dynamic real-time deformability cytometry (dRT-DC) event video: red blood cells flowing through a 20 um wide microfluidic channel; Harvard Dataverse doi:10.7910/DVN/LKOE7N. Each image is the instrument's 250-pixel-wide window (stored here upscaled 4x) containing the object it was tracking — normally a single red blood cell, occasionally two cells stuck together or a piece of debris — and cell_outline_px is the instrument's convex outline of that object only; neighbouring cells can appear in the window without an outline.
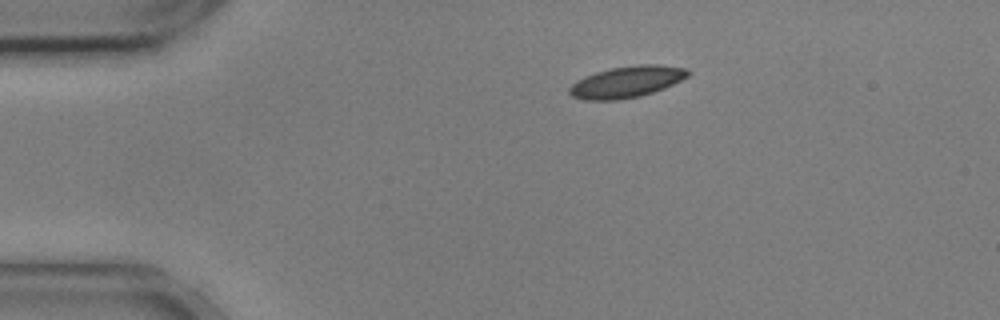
{"species": "common noctule bat (a hibernating species)", "species_latin": "Nyctalus noctula", "temperature_condition": "cold", "stored_images_in_passage": 40, "camera_frame_rate_fps": 3000, "um_per_image_px": 0.085, "animal": {"sex": "male", "body_mass_g": 17.9, "forearm_length_mm": 54.2}, "frame": {"image": 1, "passage_image": 1, "time_ms": 0.0, "image_size_px": [1000, 320], "cell_outline_px": [[692, 72], [688, 76], [664, 88], [640, 96], [616, 100], [584, 100], [572, 96], [568, 92], [568, 88], [576, 80], [584, 76], [596, 72], [612, 68], [640, 64], [656, 64], [688, 68]], "centroid_in_image_um": [53.26, 6.95], "position_along_channel_um": 31.7, "area_um2": 21.73}}
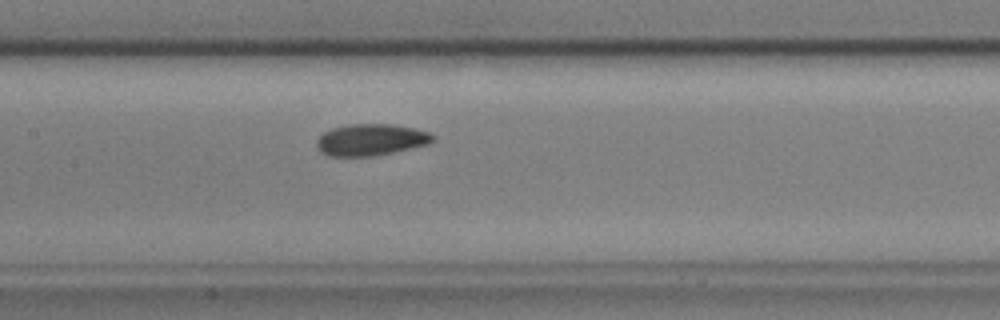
{"frame": {"image": 2, "passage_image": 17, "time_ms": 5.333, "image_size_px": [1000, 320], "cell_outline_px": [[436, 136], [428, 144], [392, 152], [372, 156], [328, 156], [320, 152], [316, 148], [316, 140], [324, 132], [332, 128], [352, 124], [392, 124], [412, 128], [428, 132]], "centroid_in_image_um": [31.48, 11.88], "position_along_channel_um": 175.9, "area_um2": 21.27}}
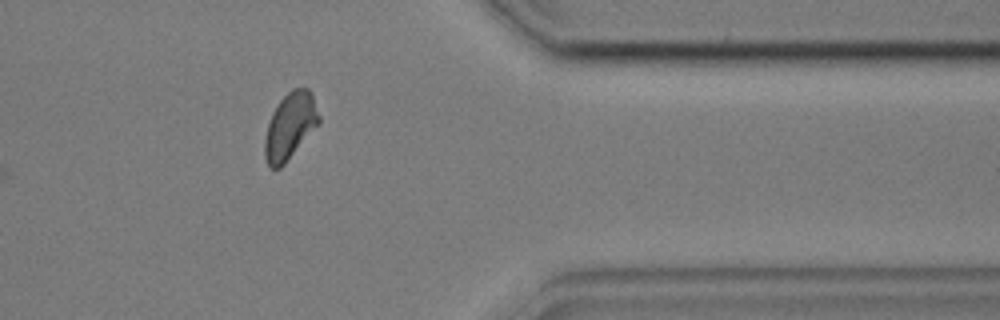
{"frame": {"image": 3, "passage_image": 36, "time_ms": 11.667, "image_size_px": [1000, 320], "cell_outline_px": [[320, 124], [284, 164], [280, 168], [272, 168], [268, 164], [264, 156], [264, 140], [268, 124], [272, 112], [280, 100], [292, 88], [308, 88], [312, 96], [320, 116]], "centroid_in_image_um": [24.66, 10.72], "position_along_channel_um": 386.7, "area_um2": 20.92}, "authors_computed_cell_mechanics": {"area_um2": 21.2126, "velocity_mm_per_s": 3.5803, "shape_relaxation_time_tau1_ms": 2.5474, "shape_relaxation_time_tau2_ms": 3.0372, "deformation_change_tau1": 0.0827, "deformation_change_tau2": 0.0748}}